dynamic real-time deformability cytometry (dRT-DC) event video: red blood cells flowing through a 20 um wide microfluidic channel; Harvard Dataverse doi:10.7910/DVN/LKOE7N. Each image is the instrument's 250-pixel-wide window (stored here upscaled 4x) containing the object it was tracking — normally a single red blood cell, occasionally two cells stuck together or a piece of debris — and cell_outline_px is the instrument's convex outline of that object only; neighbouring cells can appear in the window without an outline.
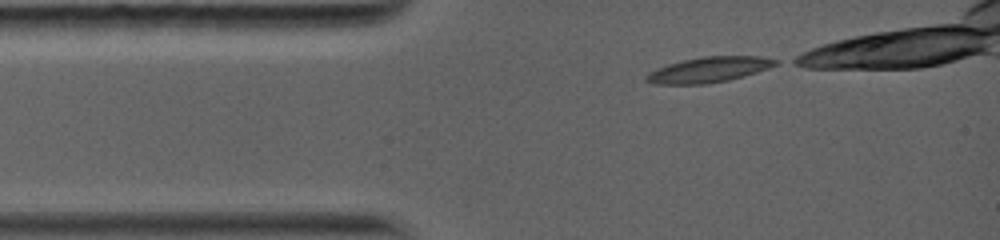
{"species": "common noctule bat (a hibernating species)", "species_latin": "Nyctalus noctula", "temperature_condition": "warm", "stored_images_in_passage": 21, "camera_frame_rate_fps": 5000, "um_per_image_px": 0.085, "animal": {"sex": "female", "body_mass_g": 19.0, "forearm_length_mm": 56.7}, "frame": {"image": 1, "passage_image": 1, "time_ms": 0.0, "image_size_px": [1000, 240], "cell_outline_px": [[780, 64], [756, 72], [728, 80], [704, 84], [652, 84], [644, 80], [644, 76], [656, 68], [668, 64], [684, 60], [704, 56], [760, 56], [780, 60]], "centroid_in_image_um": [60.25, 5.92], "position_along_channel_um": 24.8, "area_um2": 19.13}}
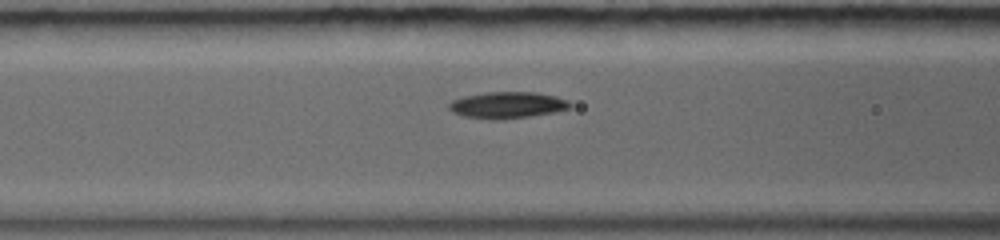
{"frame": {"image": 2, "passage_image": 15, "time_ms": 3.0, "image_size_px": [1000, 240], "cell_outline_px": [[572, 108], [556, 112], [504, 120], [492, 120], [464, 116], [452, 112], [448, 108], [448, 104], [452, 100], [464, 96], [484, 92], [536, 92], [556, 96], [568, 100], [572, 104]], "centroid_in_image_um": [43.14, 8.93], "position_along_channel_um": 123.5, "area_um2": 19.02}}
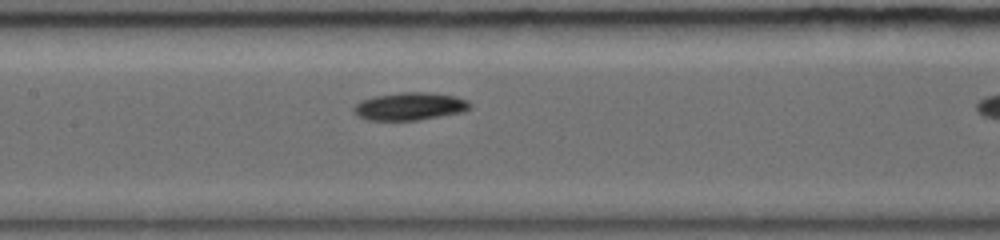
{"frame": {"image": 3, "passage_image": 20, "time_ms": 4.2, "image_size_px": [1000, 240], "cell_outline_px": [[472, 108], [464, 112], [416, 120], [368, 120], [352, 112], [352, 108], [360, 100], [372, 96], [404, 92], [424, 92], [456, 96], [468, 100], [472, 104]], "centroid_in_image_um": [34.85, 9.03], "position_along_channel_um": 172.6, "area_um2": 18.9}}